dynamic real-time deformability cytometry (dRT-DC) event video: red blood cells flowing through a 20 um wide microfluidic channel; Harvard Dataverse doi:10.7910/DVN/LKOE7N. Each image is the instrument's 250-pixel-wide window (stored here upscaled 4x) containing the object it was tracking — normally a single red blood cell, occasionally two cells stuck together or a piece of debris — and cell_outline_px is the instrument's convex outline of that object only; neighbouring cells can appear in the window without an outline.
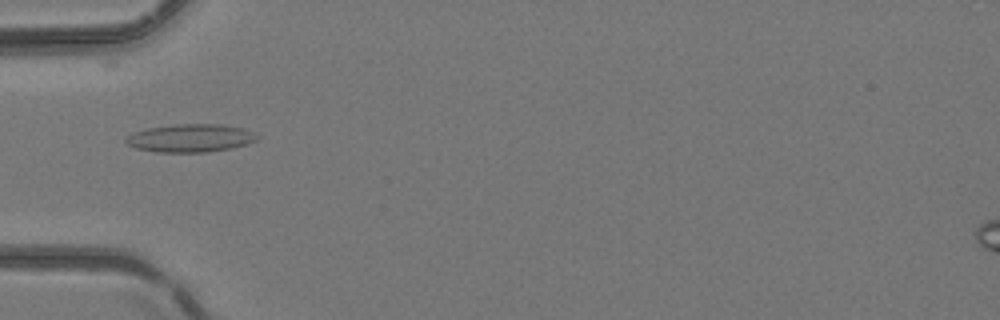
{"species": "common noctule bat (a hibernating species)", "species_latin": "Nyctalus noctula", "temperature_condition": "room temperature", "stored_images_in_passage": 44, "camera_frame_rate_fps": 3000, "um_per_image_px": 0.085, "animal": {"sex": "female", "body_mass_g": 24.6, "forearm_length_mm": 56.2}, "frame": {"image": 1, "passage_image": 15, "time_ms": 4.667, "image_size_px": [1000, 320], "cell_outline_px": [[260, 136], [256, 140], [248, 144], [232, 148], [204, 152], [156, 152], [136, 148], [128, 144], [124, 140], [128, 136], [136, 132], [148, 128], [172, 124], [220, 124], [244, 128]], "centroid_in_image_um": [16.22, 11.73], "position_along_channel_um": 68.8, "area_um2": 21.39}}
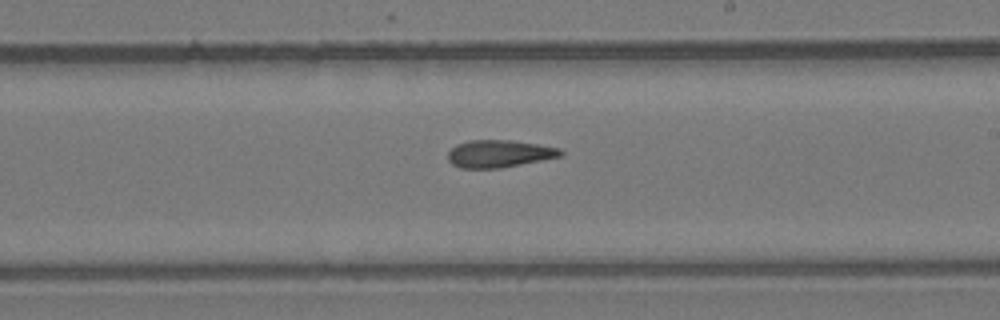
{"frame": {"image": 2, "passage_image": 26, "time_ms": 8.333, "image_size_px": [1000, 320], "cell_outline_px": [[564, 152], [560, 156], [500, 168], [460, 168], [452, 164], [448, 160], [448, 152], [456, 144], [472, 140], [512, 140], [560, 148]], "centroid_in_image_um": [42.4, 13.06], "position_along_channel_um": 246.6, "area_um2": 17.8}}
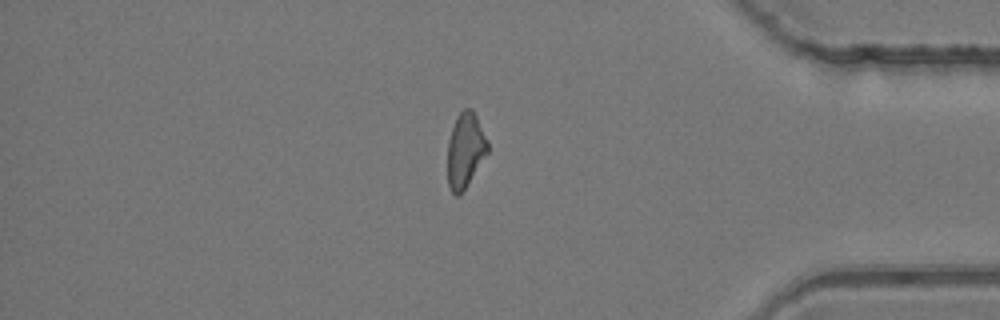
{"frame": {"image": 3, "passage_image": 37, "time_ms": 12.0, "image_size_px": [1000, 320], "cell_outline_px": [[488, 152], [460, 196], [456, 196], [452, 192], [448, 184], [448, 140], [456, 116], [464, 108], [472, 108], [488, 140]], "centroid_in_image_um": [39.55, 12.76], "position_along_channel_um": 395.7, "area_um2": 17.46}}